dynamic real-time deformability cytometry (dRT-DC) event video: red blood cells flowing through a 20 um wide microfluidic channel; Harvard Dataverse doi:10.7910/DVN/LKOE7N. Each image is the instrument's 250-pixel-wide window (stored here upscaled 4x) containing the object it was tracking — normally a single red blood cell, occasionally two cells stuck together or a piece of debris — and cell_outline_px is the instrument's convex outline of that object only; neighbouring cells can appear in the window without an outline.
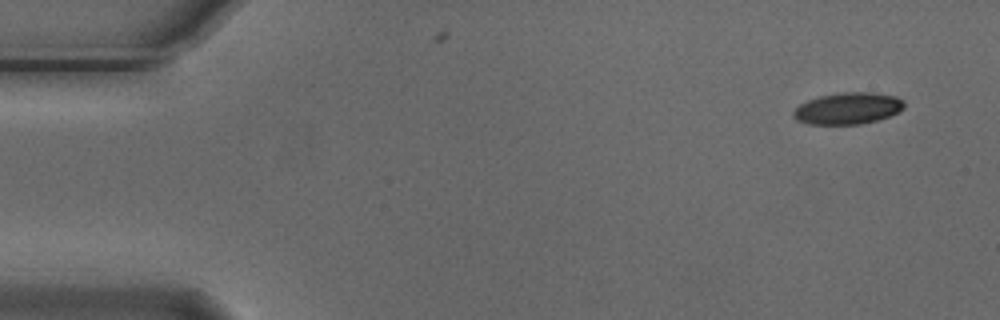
{"species": "Egyptian fruit bat (a non-hibernating species)", "species_latin": "Rousettus aegyptiacus", "temperature_condition": "cold", "stored_images_in_passage": 4, "camera_frame_rate_fps": 3000, "um_per_image_px": 0.085, "animal": {"sex": "male"}, "frame": {"image": 1, "passage_image": 1, "time_ms": 0.0, "image_size_px": [1000, 320], "cell_outline_px": [[904, 108], [888, 116], [876, 120], [860, 124], [808, 124], [796, 120], [792, 116], [792, 112], [800, 104], [808, 100], [820, 96], [844, 92], [872, 92], [896, 96], [904, 100]], "centroid_in_image_um": [72.05, 9.21], "position_along_channel_um": 12.9, "area_um2": 20.35}}